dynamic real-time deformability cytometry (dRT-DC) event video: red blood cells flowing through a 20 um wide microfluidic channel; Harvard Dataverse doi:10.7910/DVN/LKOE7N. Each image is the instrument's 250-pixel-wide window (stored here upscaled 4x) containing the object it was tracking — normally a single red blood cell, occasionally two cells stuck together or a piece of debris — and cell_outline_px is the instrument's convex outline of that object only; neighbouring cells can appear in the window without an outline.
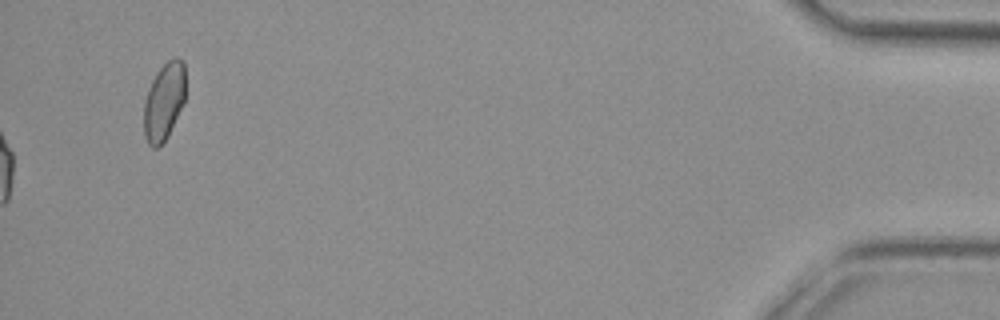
{"species": "common noctule bat (a hibernating species)", "species_latin": "Nyctalus noctula", "temperature_condition": "cold", "stored_images_in_passage": 44, "camera_frame_rate_fps": 3000, "um_per_image_px": 0.085, "animal": {"sex": "female", "body_mass_g": 29.2, "forearm_length_mm": 56.3}, "frame": {"image": 1, "passage_image": 44, "time_ms": 14.333, "image_size_px": [1000, 320], "cell_outline_px": [[184, 100], [164, 140], [156, 148], [152, 148], [148, 144], [144, 136], [144, 100], [148, 88], [156, 72], [168, 60], [176, 56], [184, 60]], "centroid_in_image_um": [13.91, 8.57], "position_along_channel_um": 421.3, "area_um2": 18.44}, "authors_computed_cell_mechanics": {"area_um2": 19.3052, "velocity_mm_per_s": 3.7387, "shape_relaxation_time_tau1_ms": null, "shape_relaxation_time_tau2_ms": 2.2752, "deformation_change_tau1": null, "deformation_change_tau2": 0.0722}}